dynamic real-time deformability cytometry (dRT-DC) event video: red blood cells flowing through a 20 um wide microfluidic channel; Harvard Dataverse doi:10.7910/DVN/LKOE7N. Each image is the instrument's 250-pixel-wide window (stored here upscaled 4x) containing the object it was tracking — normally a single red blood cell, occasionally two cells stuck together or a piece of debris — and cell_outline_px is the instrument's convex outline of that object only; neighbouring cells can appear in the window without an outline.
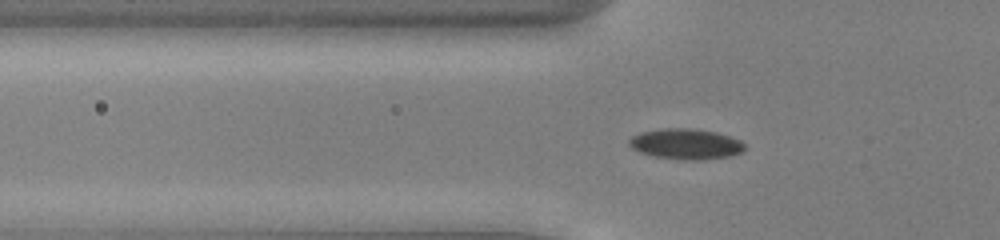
{"species": "common noctule bat (a hibernating species)", "species_latin": "Nyctalus noctula", "temperature_condition": "cold", "stored_images_in_passage": 54, "camera_frame_rate_fps": 3000, "um_per_image_px": 0.085, "animal": {"sex": "male", "body_mass_g": 13.0, "forearm_length_mm": 53.1}, "frame": {"image": 1, "passage_image": 19, "time_ms": 6.0, "image_size_px": [1000, 240], "cell_outline_px": [[744, 152], [732, 156], [704, 160], [680, 160], [656, 156], [640, 152], [632, 148], [628, 144], [628, 140], [632, 136], [640, 132], [664, 128], [692, 128], [716, 132], [732, 136], [740, 140], [744, 144]], "centroid_in_image_um": [58.33, 12.24], "position_along_channel_um": 67.5, "area_um2": 20.87}}
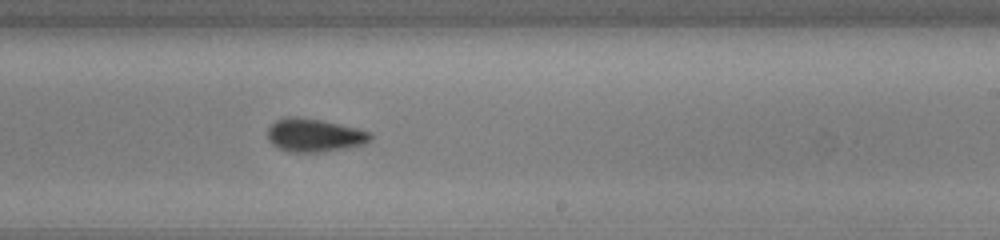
{"frame": {"image": 2, "passage_image": 34, "time_ms": 11.0, "image_size_px": [1000, 240], "cell_outline_px": [[372, 140], [364, 144], [344, 148], [320, 152], [288, 152], [272, 144], [268, 140], [268, 128], [276, 120], [288, 116], [296, 116], [320, 120], [356, 128], [372, 132]], "centroid_in_image_um": [26.72, 11.49], "position_along_channel_um": 262.3, "area_um2": 19.83}}
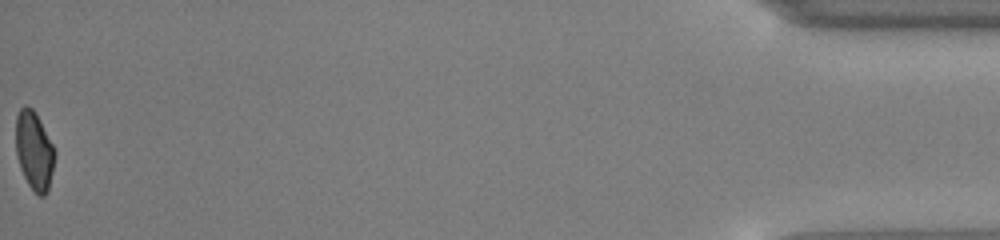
{"frame": {"image": 3, "passage_image": 54, "time_ms": 17.667, "image_size_px": [1000, 240], "cell_outline_px": [[56, 156], [48, 192], [44, 196], [36, 196], [28, 184], [20, 168], [16, 156], [16, 116], [20, 108], [24, 104], [32, 108], [36, 112], [56, 152]], "centroid_in_image_um": [2.91, 12.83], "position_along_channel_um": 432.3, "area_um2": 18.15}, "authors_computed_cell_mechanics": {"area_um2": 19.5075, "velocity_mm_per_s": 3.9447, "shape_relaxation_time_tau1_ms": 4.0559, "shape_relaxation_time_tau2_ms": 1.6068, "deformation_change_tau1": 0.0929, "deformation_change_tau2": 0.0704}}